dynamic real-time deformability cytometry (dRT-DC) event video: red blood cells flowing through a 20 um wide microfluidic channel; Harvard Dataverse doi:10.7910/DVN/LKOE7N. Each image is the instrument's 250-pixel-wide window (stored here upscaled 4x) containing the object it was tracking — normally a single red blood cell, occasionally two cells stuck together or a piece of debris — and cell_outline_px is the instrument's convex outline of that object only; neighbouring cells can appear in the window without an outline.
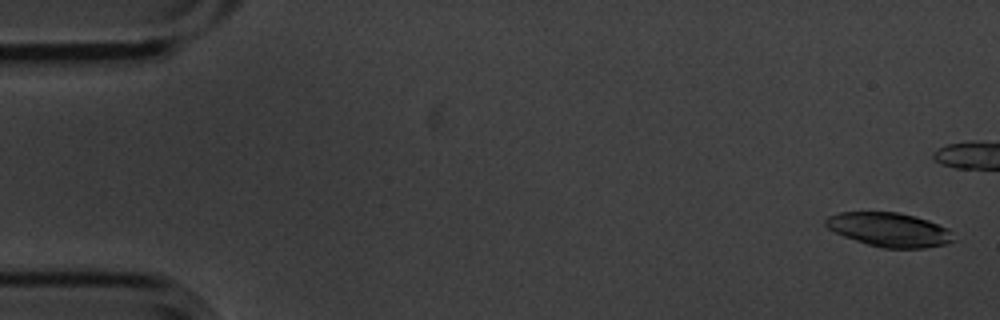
{"species": "common noctule bat (a hibernating species)", "species_latin": "Nyctalus noctula", "temperature_condition": "cold", "stored_images_in_passage": 5, "camera_frame_rate_fps": 3000, "um_per_image_px": 0.085, "animal": {"sex": "male", "body_mass_g": 20.1, "forearm_length_mm": 53.5}, "frame": {"image": 1, "passage_image": 1, "time_ms": 0.0, "image_size_px": [1000, 320], "cell_outline_px": [[956, 240], [944, 244], [924, 248], [880, 248], [844, 236], [828, 228], [824, 224], [824, 220], [828, 216], [840, 212], [900, 212], [928, 220], [948, 228], [952, 232]], "centroid_in_image_um": [75.61, 19.52], "position_along_channel_um": 9.4, "area_um2": 25.37}}
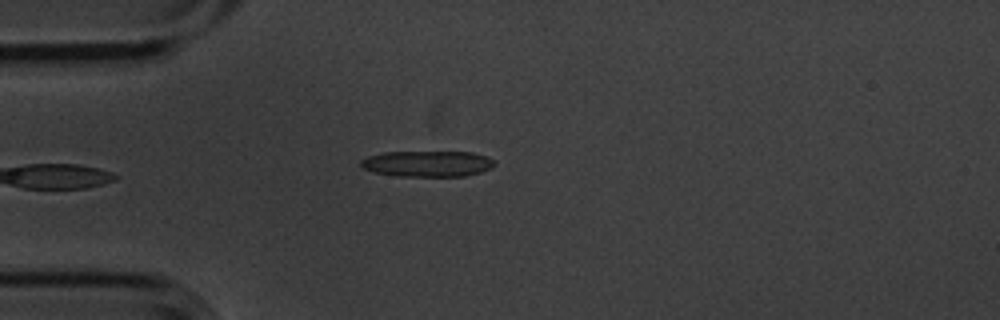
{"frame": {"image": 2, "passage_image": 5, "time_ms": 1.333, "image_size_px": [1000, 320], "cell_outline_px": [[496, 164], [492, 168], [480, 172], [464, 176], [396, 176], [376, 172], [364, 168], [360, 164], [360, 160], [368, 156], [384, 152], [472, 152], [488, 156]], "centroid_in_image_um": [36.36, 13.91], "position_along_channel_um": 48.6, "area_um2": 20.17}}